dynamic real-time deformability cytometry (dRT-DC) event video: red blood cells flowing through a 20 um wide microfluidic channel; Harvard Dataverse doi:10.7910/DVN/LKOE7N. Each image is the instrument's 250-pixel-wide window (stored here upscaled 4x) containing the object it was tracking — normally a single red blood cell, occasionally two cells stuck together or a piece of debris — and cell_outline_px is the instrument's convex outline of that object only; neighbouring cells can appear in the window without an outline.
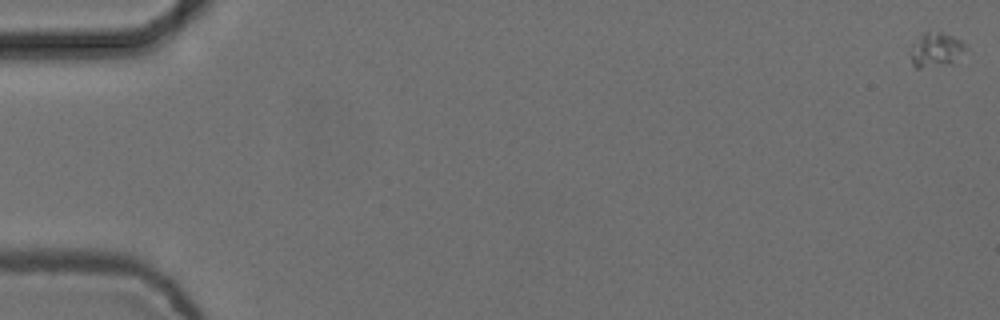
{"species": "common noctule bat (a hibernating species)", "species_latin": "Nyctalus noctula", "temperature_condition": "cold", "stored_images_in_passage": 5, "camera_frame_rate_fps": 3000, "um_per_image_px": 0.085, "animal": {"sex": "female", "body_mass_g": 24.6, "forearm_length_mm": 56.2}, "frame": {"image": 1, "passage_image": 1, "time_ms": 0.0, "image_size_px": [1000, 320], "cell_outline_px": [[968, 48], [948, 64], [920, 68], [916, 68], [912, 64], [912, 56], [924, 32], [928, 32], [952, 36], [968, 44]], "centroid_in_image_um": [79.65, 4.27], "position_along_channel_um": 5.3, "area_um2": 10.06}}
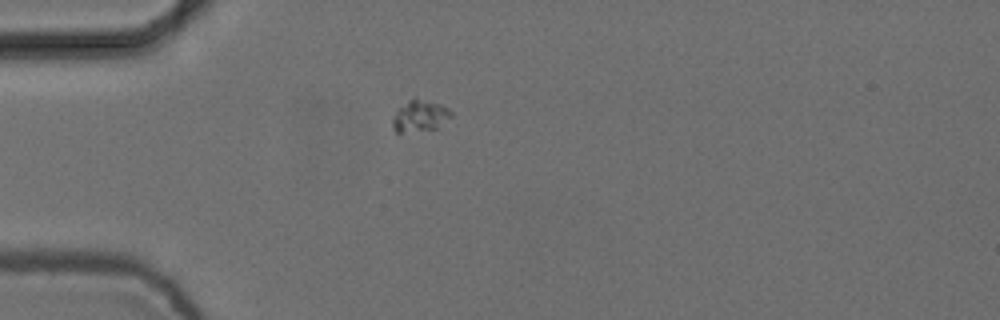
{"frame": {"image": 2, "passage_image": 5, "time_ms": 1.333, "image_size_px": [1000, 320], "cell_outline_px": [[452, 116], [436, 128], [400, 132], [396, 132], [392, 128], [392, 116], [412, 96], [448, 108], [452, 112]], "centroid_in_image_um": [35.66, 9.84], "position_along_channel_um": 49.3, "area_um2": 10.46}}